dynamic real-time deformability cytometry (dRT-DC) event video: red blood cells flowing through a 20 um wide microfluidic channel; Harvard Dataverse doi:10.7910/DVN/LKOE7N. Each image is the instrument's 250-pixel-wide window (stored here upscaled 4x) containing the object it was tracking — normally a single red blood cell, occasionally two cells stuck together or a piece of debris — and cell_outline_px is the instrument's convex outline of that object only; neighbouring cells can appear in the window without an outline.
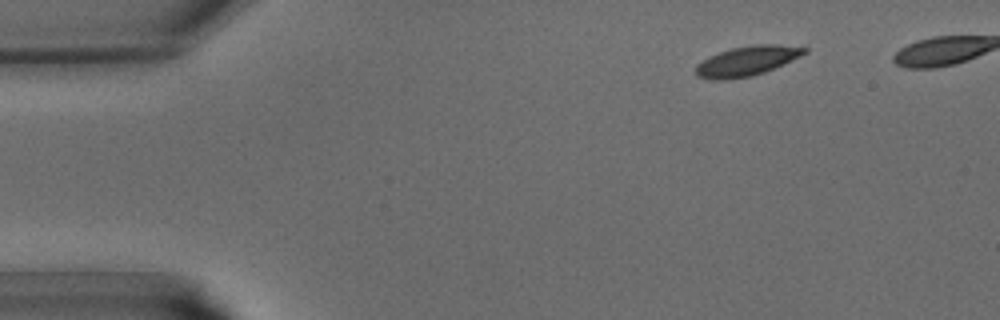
{"species": "common noctule bat (a hibernating species)", "species_latin": "Nyctalus noctula", "temperature_condition": "warm", "stored_images_in_passage": 33, "camera_frame_rate_fps": 3000, "um_per_image_px": 0.085, "animal": {"sex": "male", "body_mass_g": 15.6}, "frame": {"image": 1, "passage_image": 1, "time_ms": 0.0, "image_size_px": [1000, 320], "cell_outline_px": [[808, 52], [784, 64], [764, 72], [752, 76], [724, 80], [708, 80], [696, 76], [696, 64], [720, 52], [732, 48], [756, 44], [780, 44], [808, 48]], "centroid_in_image_um": [63.5, 5.19], "position_along_channel_um": 21.5, "area_um2": 18.79}}
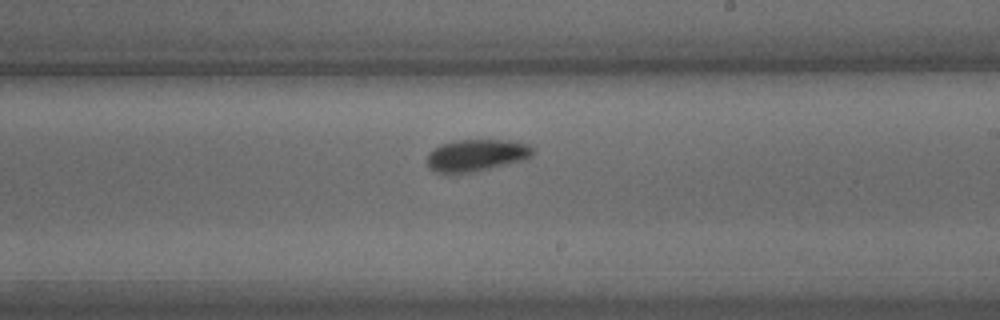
{"frame": {"image": 2, "passage_image": 20, "time_ms": 6.333, "image_size_px": [1000, 320], "cell_outline_px": [[532, 156], [524, 160], [472, 172], [436, 172], [428, 168], [428, 152], [440, 144], [456, 140], [508, 140], [528, 144], [532, 148]], "centroid_in_image_um": [40.48, 13.18], "position_along_channel_um": 248.5, "area_um2": 19.48}}
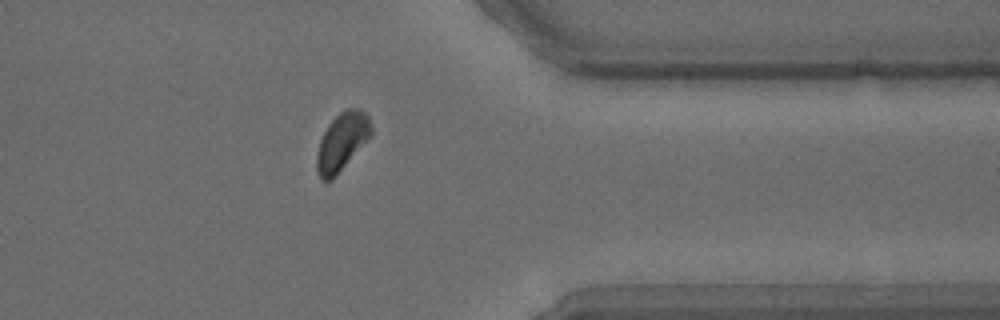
{"frame": {"image": 3, "passage_image": 29, "time_ms": 9.333, "image_size_px": [1000, 320], "cell_outline_px": [[372, 136], [332, 180], [320, 180], [316, 168], [316, 152], [320, 140], [328, 124], [340, 112], [348, 108], [360, 108], [368, 116], [372, 128]], "centroid_in_image_um": [29.07, 12.05], "position_along_channel_um": 382.3, "area_um2": 18.5}}